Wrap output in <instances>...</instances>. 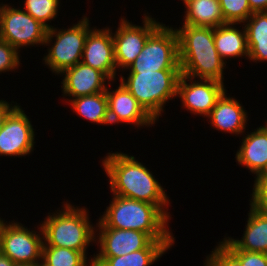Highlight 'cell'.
<instances>
[{"instance_id":"obj_1","label":"cell","mask_w":267,"mask_h":266,"mask_svg":"<svg viewBox=\"0 0 267 266\" xmlns=\"http://www.w3.org/2000/svg\"><path fill=\"white\" fill-rule=\"evenodd\" d=\"M112 194L157 205L170 219L169 197L152 171L132 155L109 152L102 160Z\"/></svg>"},{"instance_id":"obj_2","label":"cell","mask_w":267,"mask_h":266,"mask_svg":"<svg viewBox=\"0 0 267 266\" xmlns=\"http://www.w3.org/2000/svg\"><path fill=\"white\" fill-rule=\"evenodd\" d=\"M96 223L98 228L131 229L147 233L154 241H175L170 218L155 204L117 195Z\"/></svg>"},{"instance_id":"obj_3","label":"cell","mask_w":267,"mask_h":266,"mask_svg":"<svg viewBox=\"0 0 267 266\" xmlns=\"http://www.w3.org/2000/svg\"><path fill=\"white\" fill-rule=\"evenodd\" d=\"M178 36L181 74L192 78L224 83L226 63L218 54L214 43V28L183 24L175 28Z\"/></svg>"},{"instance_id":"obj_4","label":"cell","mask_w":267,"mask_h":266,"mask_svg":"<svg viewBox=\"0 0 267 266\" xmlns=\"http://www.w3.org/2000/svg\"><path fill=\"white\" fill-rule=\"evenodd\" d=\"M78 207L65 202L63 209L48 213L38 225L43 232V246L64 247L87 255V247L96 239V226L90 223L87 208Z\"/></svg>"},{"instance_id":"obj_5","label":"cell","mask_w":267,"mask_h":266,"mask_svg":"<svg viewBox=\"0 0 267 266\" xmlns=\"http://www.w3.org/2000/svg\"><path fill=\"white\" fill-rule=\"evenodd\" d=\"M180 75L181 70L129 72L127 80L120 75L119 82L128 89L144 110L157 122L165 111L166 102L177 97V84Z\"/></svg>"},{"instance_id":"obj_6","label":"cell","mask_w":267,"mask_h":266,"mask_svg":"<svg viewBox=\"0 0 267 266\" xmlns=\"http://www.w3.org/2000/svg\"><path fill=\"white\" fill-rule=\"evenodd\" d=\"M90 24L89 18L83 16L77 24L68 29H56L53 26L47 30L44 47H52H48V54L43 57V61L52 73L60 75L64 70L82 61L85 41L93 28ZM52 39L55 40L54 43Z\"/></svg>"},{"instance_id":"obj_7","label":"cell","mask_w":267,"mask_h":266,"mask_svg":"<svg viewBox=\"0 0 267 266\" xmlns=\"http://www.w3.org/2000/svg\"><path fill=\"white\" fill-rule=\"evenodd\" d=\"M126 70L129 72L181 70L175 28L162 24L148 38L141 53Z\"/></svg>"},{"instance_id":"obj_8","label":"cell","mask_w":267,"mask_h":266,"mask_svg":"<svg viewBox=\"0 0 267 266\" xmlns=\"http://www.w3.org/2000/svg\"><path fill=\"white\" fill-rule=\"evenodd\" d=\"M14 221L5 223L0 217V252L15 264H41L44 244L41 226L37 227L39 232L30 231Z\"/></svg>"},{"instance_id":"obj_9","label":"cell","mask_w":267,"mask_h":266,"mask_svg":"<svg viewBox=\"0 0 267 266\" xmlns=\"http://www.w3.org/2000/svg\"><path fill=\"white\" fill-rule=\"evenodd\" d=\"M0 38L18 51L26 46L44 45L47 28L24 9L1 3Z\"/></svg>"},{"instance_id":"obj_10","label":"cell","mask_w":267,"mask_h":266,"mask_svg":"<svg viewBox=\"0 0 267 266\" xmlns=\"http://www.w3.org/2000/svg\"><path fill=\"white\" fill-rule=\"evenodd\" d=\"M143 16L142 26L122 17L115 33H112L117 70L127 69L141 53L148 38L163 24L149 14Z\"/></svg>"},{"instance_id":"obj_11","label":"cell","mask_w":267,"mask_h":266,"mask_svg":"<svg viewBox=\"0 0 267 266\" xmlns=\"http://www.w3.org/2000/svg\"><path fill=\"white\" fill-rule=\"evenodd\" d=\"M225 88L224 83L218 81H196L195 78L181 74L177 84V97L180 98L182 107L191 114L208 117L217 100L227 91Z\"/></svg>"},{"instance_id":"obj_12","label":"cell","mask_w":267,"mask_h":266,"mask_svg":"<svg viewBox=\"0 0 267 266\" xmlns=\"http://www.w3.org/2000/svg\"><path fill=\"white\" fill-rule=\"evenodd\" d=\"M34 128L21 106L6 118L0 129V156L25 157L34 149Z\"/></svg>"},{"instance_id":"obj_13","label":"cell","mask_w":267,"mask_h":266,"mask_svg":"<svg viewBox=\"0 0 267 266\" xmlns=\"http://www.w3.org/2000/svg\"><path fill=\"white\" fill-rule=\"evenodd\" d=\"M110 29L92 28L85 41L81 62L103 72L111 81H115L117 68Z\"/></svg>"},{"instance_id":"obj_14","label":"cell","mask_w":267,"mask_h":266,"mask_svg":"<svg viewBox=\"0 0 267 266\" xmlns=\"http://www.w3.org/2000/svg\"><path fill=\"white\" fill-rule=\"evenodd\" d=\"M109 125L118 123L134 124L135 127H151L155 120L144 110L135 97L120 82L114 90L107 87Z\"/></svg>"},{"instance_id":"obj_15","label":"cell","mask_w":267,"mask_h":266,"mask_svg":"<svg viewBox=\"0 0 267 266\" xmlns=\"http://www.w3.org/2000/svg\"><path fill=\"white\" fill-rule=\"evenodd\" d=\"M96 233L97 239H95V243L97 241L96 244L99 246V253L94 254L93 258L122 256L140 249H145L153 241L147 233L131 229H97L96 227Z\"/></svg>"},{"instance_id":"obj_16","label":"cell","mask_w":267,"mask_h":266,"mask_svg":"<svg viewBox=\"0 0 267 266\" xmlns=\"http://www.w3.org/2000/svg\"><path fill=\"white\" fill-rule=\"evenodd\" d=\"M62 74L64 75L61 82L63 98L70 97L66 99L67 103L73 98L105 92L107 87L111 86V80L103 72L83 62L64 70L60 75Z\"/></svg>"},{"instance_id":"obj_17","label":"cell","mask_w":267,"mask_h":266,"mask_svg":"<svg viewBox=\"0 0 267 266\" xmlns=\"http://www.w3.org/2000/svg\"><path fill=\"white\" fill-rule=\"evenodd\" d=\"M226 94L227 91L217 100L215 107L207 118L213 129L235 134V136L244 134L248 112H245L246 110L240 104V101Z\"/></svg>"},{"instance_id":"obj_18","label":"cell","mask_w":267,"mask_h":266,"mask_svg":"<svg viewBox=\"0 0 267 266\" xmlns=\"http://www.w3.org/2000/svg\"><path fill=\"white\" fill-rule=\"evenodd\" d=\"M242 239L225 236L221 243L228 250H243L267 254V213L250 207Z\"/></svg>"},{"instance_id":"obj_19","label":"cell","mask_w":267,"mask_h":266,"mask_svg":"<svg viewBox=\"0 0 267 266\" xmlns=\"http://www.w3.org/2000/svg\"><path fill=\"white\" fill-rule=\"evenodd\" d=\"M239 148L235 156L238 165L258 176L267 165V121L264 126L246 134Z\"/></svg>"},{"instance_id":"obj_20","label":"cell","mask_w":267,"mask_h":266,"mask_svg":"<svg viewBox=\"0 0 267 266\" xmlns=\"http://www.w3.org/2000/svg\"><path fill=\"white\" fill-rule=\"evenodd\" d=\"M175 241H152L145 249L117 257H94L93 266H151Z\"/></svg>"},{"instance_id":"obj_21","label":"cell","mask_w":267,"mask_h":266,"mask_svg":"<svg viewBox=\"0 0 267 266\" xmlns=\"http://www.w3.org/2000/svg\"><path fill=\"white\" fill-rule=\"evenodd\" d=\"M235 25L238 23H225L214 28L215 47L225 62L229 58L243 56L248 59L249 48L245 27L240 30Z\"/></svg>"},{"instance_id":"obj_22","label":"cell","mask_w":267,"mask_h":266,"mask_svg":"<svg viewBox=\"0 0 267 266\" xmlns=\"http://www.w3.org/2000/svg\"><path fill=\"white\" fill-rule=\"evenodd\" d=\"M243 25L247 35L249 61H267V12L253 13Z\"/></svg>"},{"instance_id":"obj_23","label":"cell","mask_w":267,"mask_h":266,"mask_svg":"<svg viewBox=\"0 0 267 266\" xmlns=\"http://www.w3.org/2000/svg\"><path fill=\"white\" fill-rule=\"evenodd\" d=\"M185 8L182 24L212 28L224 24V16L219 0H196Z\"/></svg>"},{"instance_id":"obj_24","label":"cell","mask_w":267,"mask_h":266,"mask_svg":"<svg viewBox=\"0 0 267 266\" xmlns=\"http://www.w3.org/2000/svg\"><path fill=\"white\" fill-rule=\"evenodd\" d=\"M73 112L95 124L109 125L108 100L105 92L73 98L69 101Z\"/></svg>"},{"instance_id":"obj_25","label":"cell","mask_w":267,"mask_h":266,"mask_svg":"<svg viewBox=\"0 0 267 266\" xmlns=\"http://www.w3.org/2000/svg\"><path fill=\"white\" fill-rule=\"evenodd\" d=\"M87 259V255L77 250L55 246L42 248L41 264L44 266H93L94 258Z\"/></svg>"},{"instance_id":"obj_26","label":"cell","mask_w":267,"mask_h":266,"mask_svg":"<svg viewBox=\"0 0 267 266\" xmlns=\"http://www.w3.org/2000/svg\"><path fill=\"white\" fill-rule=\"evenodd\" d=\"M59 3L60 0H25L23 9L47 29H51L53 26L48 22L57 17Z\"/></svg>"},{"instance_id":"obj_27","label":"cell","mask_w":267,"mask_h":266,"mask_svg":"<svg viewBox=\"0 0 267 266\" xmlns=\"http://www.w3.org/2000/svg\"><path fill=\"white\" fill-rule=\"evenodd\" d=\"M225 23H244L252 14L248 0H219Z\"/></svg>"},{"instance_id":"obj_28","label":"cell","mask_w":267,"mask_h":266,"mask_svg":"<svg viewBox=\"0 0 267 266\" xmlns=\"http://www.w3.org/2000/svg\"><path fill=\"white\" fill-rule=\"evenodd\" d=\"M206 258L204 266H242L241 262L221 242Z\"/></svg>"},{"instance_id":"obj_29","label":"cell","mask_w":267,"mask_h":266,"mask_svg":"<svg viewBox=\"0 0 267 266\" xmlns=\"http://www.w3.org/2000/svg\"><path fill=\"white\" fill-rule=\"evenodd\" d=\"M20 61V51L0 38V74L16 70Z\"/></svg>"},{"instance_id":"obj_30","label":"cell","mask_w":267,"mask_h":266,"mask_svg":"<svg viewBox=\"0 0 267 266\" xmlns=\"http://www.w3.org/2000/svg\"><path fill=\"white\" fill-rule=\"evenodd\" d=\"M254 187L250 201V207L256 211L267 213V178L254 177Z\"/></svg>"},{"instance_id":"obj_31","label":"cell","mask_w":267,"mask_h":266,"mask_svg":"<svg viewBox=\"0 0 267 266\" xmlns=\"http://www.w3.org/2000/svg\"><path fill=\"white\" fill-rule=\"evenodd\" d=\"M242 266H267V254L243 250H229Z\"/></svg>"},{"instance_id":"obj_32","label":"cell","mask_w":267,"mask_h":266,"mask_svg":"<svg viewBox=\"0 0 267 266\" xmlns=\"http://www.w3.org/2000/svg\"><path fill=\"white\" fill-rule=\"evenodd\" d=\"M18 103L12 105L6 100H0V129L3 127V124L8 117V115L18 106Z\"/></svg>"},{"instance_id":"obj_33","label":"cell","mask_w":267,"mask_h":266,"mask_svg":"<svg viewBox=\"0 0 267 266\" xmlns=\"http://www.w3.org/2000/svg\"><path fill=\"white\" fill-rule=\"evenodd\" d=\"M248 3L253 13L267 12V0H248Z\"/></svg>"},{"instance_id":"obj_34","label":"cell","mask_w":267,"mask_h":266,"mask_svg":"<svg viewBox=\"0 0 267 266\" xmlns=\"http://www.w3.org/2000/svg\"><path fill=\"white\" fill-rule=\"evenodd\" d=\"M0 266H15V263L0 252Z\"/></svg>"},{"instance_id":"obj_35","label":"cell","mask_w":267,"mask_h":266,"mask_svg":"<svg viewBox=\"0 0 267 266\" xmlns=\"http://www.w3.org/2000/svg\"><path fill=\"white\" fill-rule=\"evenodd\" d=\"M255 177H266L267 178V165L265 169L258 176H255Z\"/></svg>"},{"instance_id":"obj_36","label":"cell","mask_w":267,"mask_h":266,"mask_svg":"<svg viewBox=\"0 0 267 266\" xmlns=\"http://www.w3.org/2000/svg\"><path fill=\"white\" fill-rule=\"evenodd\" d=\"M183 4L185 5L184 7H186L187 5H189L191 2L196 1V0H182Z\"/></svg>"},{"instance_id":"obj_37","label":"cell","mask_w":267,"mask_h":266,"mask_svg":"<svg viewBox=\"0 0 267 266\" xmlns=\"http://www.w3.org/2000/svg\"><path fill=\"white\" fill-rule=\"evenodd\" d=\"M15 266H36V265H32V264H15Z\"/></svg>"}]
</instances>
